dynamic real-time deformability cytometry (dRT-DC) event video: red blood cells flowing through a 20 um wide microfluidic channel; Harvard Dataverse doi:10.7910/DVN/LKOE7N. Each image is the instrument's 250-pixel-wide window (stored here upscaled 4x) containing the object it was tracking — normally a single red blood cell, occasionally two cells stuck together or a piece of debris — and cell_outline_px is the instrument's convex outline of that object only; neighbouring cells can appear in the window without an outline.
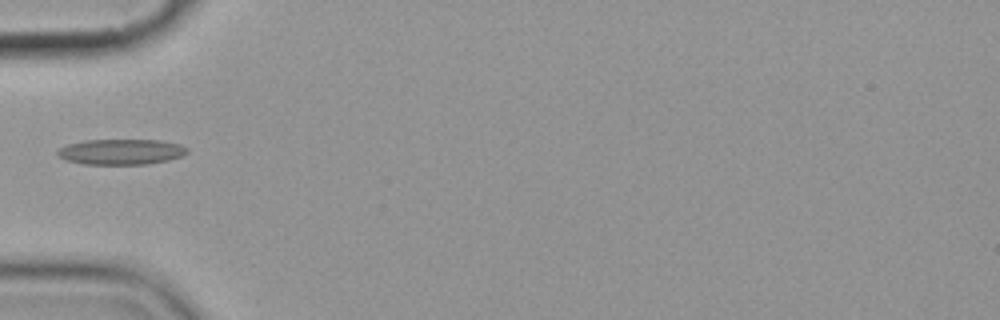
{"species": "common noctule bat (a hibernating species)", "species_latin": "Nyctalus noctula", "temperature_condition": "cold", "stored_images_in_passage": 8, "camera_frame_rate_fps": 3000, "um_per_image_px": 0.085, "animal": {"sex": "female", "body_mass_g": 19.9}, "frame": {"image": 1, "passage_image": 5, "time_ms": 5.667, "image_size_px": [1000, 320], "cell_outline_px": [[188, 152], [180, 156], [168, 160], [148, 164], [84, 164], [68, 160], [60, 156], [56, 152], [60, 148], [68, 144], [84, 140], [160, 140], [180, 144], [188, 148]], "centroid_in_image_um": [10.32, 12.9], "position_along_channel_um": 74.7, "area_um2": 19.13}}
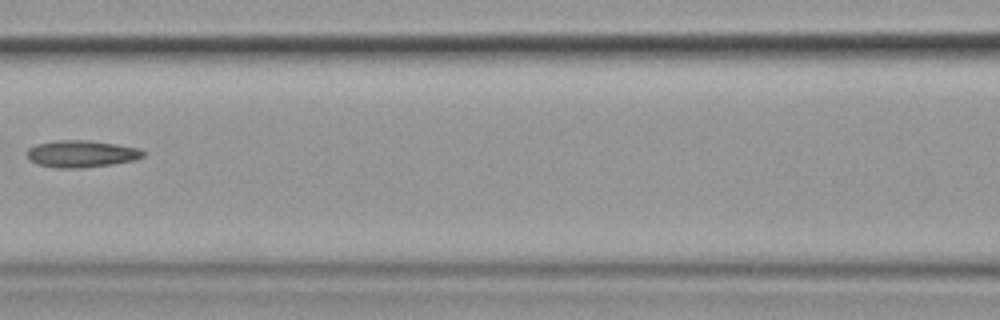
{"frame": {"image": 2, "passage_image": 7, "time_ms": 8.0, "image_size_px": [1000, 320], "cell_outline_px": [[144, 156], [136, 160], [112, 164], [80, 168], [56, 168], [36, 164], [28, 156], [28, 148], [36, 144], [56, 140], [88, 140], [116, 144], [140, 148], [144, 152]], "centroid_in_image_um": [6.94, 13.07], "position_along_channel_um": 159.7, "area_um2": 18.26}}
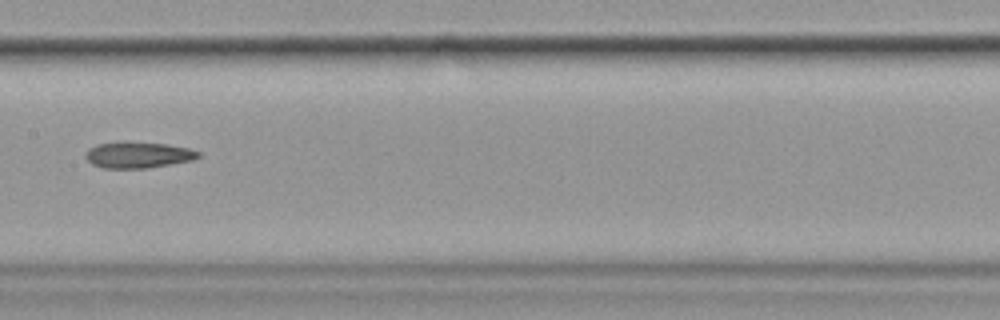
{"frame": {"image": 3, "passage_image": 8, "time_ms": 9.0, "image_size_px": [1000, 320], "cell_outline_px": [[200, 156], [192, 160], [144, 168], [100, 168], [92, 164], [84, 156], [84, 152], [88, 148], [96, 144], [120, 140], [164, 144], [188, 148], [200, 152]], "centroid_in_image_um": [11.64, 13.14], "position_along_channel_um": 195.8, "area_um2": 17.4}}